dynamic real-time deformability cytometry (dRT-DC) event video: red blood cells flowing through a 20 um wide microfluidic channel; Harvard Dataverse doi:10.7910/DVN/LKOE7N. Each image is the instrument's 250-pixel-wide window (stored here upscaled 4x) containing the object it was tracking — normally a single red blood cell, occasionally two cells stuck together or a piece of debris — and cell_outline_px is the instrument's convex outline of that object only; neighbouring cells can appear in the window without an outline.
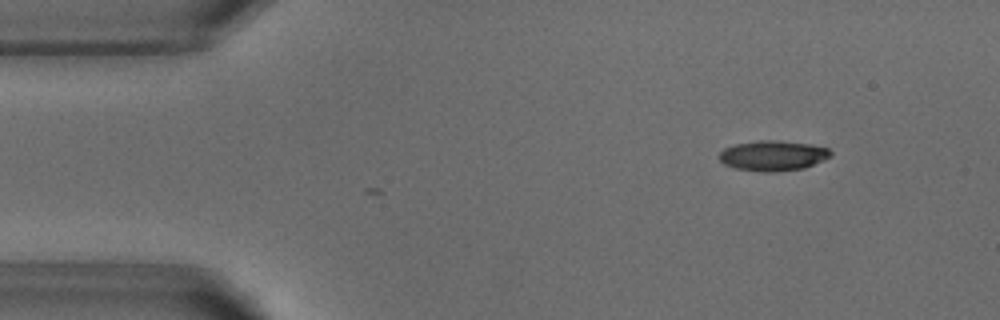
{"species": "common noctule bat (a hibernating species)", "species_latin": "Nyctalus noctula", "temperature_condition": "warm", "stored_images_in_passage": 4, "camera_frame_rate_fps": 3000, "um_per_image_px": 0.085, "animal": {"sex": "male", "body_mass_g": 18.8}, "frame": {"image": 1, "passage_image": 4, "time_ms": 1.0, "image_size_px": [1000, 320], "cell_outline_px": [[832, 156], [824, 160], [804, 168], [776, 172], [760, 172], [736, 168], [724, 164], [720, 160], [720, 152], [724, 148], [736, 144], [760, 140], [776, 140], [808, 144], [828, 148], [832, 152]], "centroid_in_image_um": [65.71, 13.24], "position_along_channel_um": 19.3, "area_um2": 19.59}}